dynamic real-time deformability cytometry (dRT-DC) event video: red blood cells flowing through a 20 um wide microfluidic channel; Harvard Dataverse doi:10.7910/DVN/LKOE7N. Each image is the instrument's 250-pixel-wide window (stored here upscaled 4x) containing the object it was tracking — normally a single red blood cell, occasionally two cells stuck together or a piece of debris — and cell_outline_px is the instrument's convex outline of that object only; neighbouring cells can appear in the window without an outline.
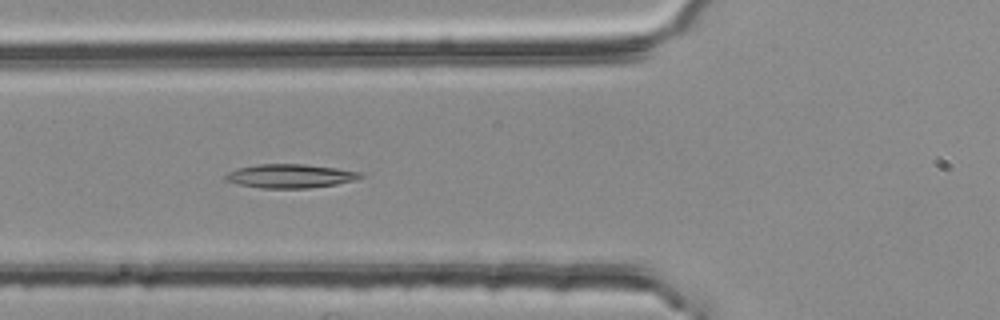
{"species": "common noctule bat (a hibernating species)", "species_latin": "Nyctalus noctula", "temperature_condition": "room temperature", "stored_images_in_passage": 54, "camera_frame_rate_fps": 3000, "um_per_image_px": 0.085, "animal": {"sex": "female", "body_mass_g": 25.1}, "frame": {"image": 1, "passage_image": 20, "time_ms": 6.333, "image_size_px": [1000, 320], "cell_outline_px": [[364, 176], [356, 180], [336, 184], [308, 188], [260, 188], [240, 184], [224, 180], [220, 176], [236, 168], [256, 164], [304, 164], [336, 168], [360, 172]], "centroid_in_image_um": [24.61, 14.96], "position_along_channel_um": 101.2, "area_um2": 18.84}}
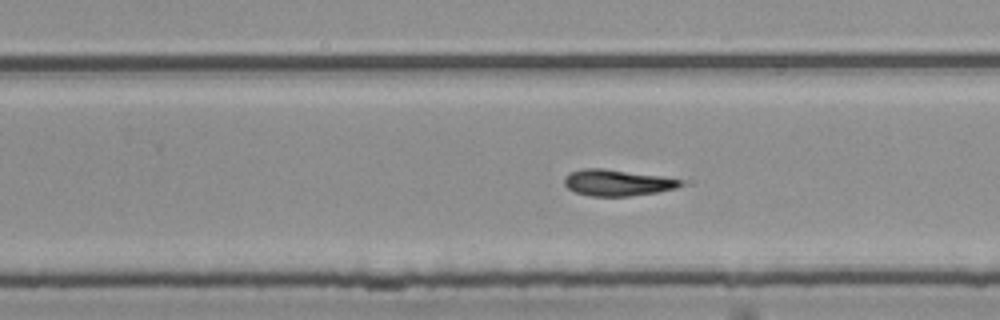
{"frame": {"image": 2, "passage_image": 34, "time_ms": 11.0, "image_size_px": [1000, 320], "cell_outline_px": [[684, 184], [676, 188], [656, 192], [628, 196], [588, 196], [576, 192], [568, 188], [564, 184], [564, 176], [572, 172], [584, 168], [604, 168], [660, 176], [684, 180]], "centroid_in_image_um": [52.46, 15.53], "position_along_channel_um": 277.3, "area_um2": 17.74}}
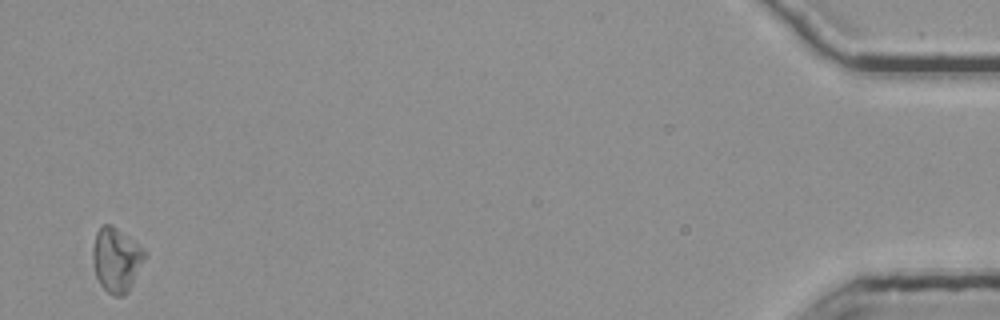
{"frame": {"image": 3, "passage_image": 53, "time_ms": 17.333, "image_size_px": [1000, 320], "cell_outline_px": [[144, 260], [128, 292], [124, 296], [112, 296], [100, 284], [96, 276], [92, 260], [92, 248], [96, 232], [104, 224], [112, 224], [144, 248]], "centroid_in_image_um": [9.87, 22.07], "position_along_channel_um": 425.3, "area_um2": 19.42}}